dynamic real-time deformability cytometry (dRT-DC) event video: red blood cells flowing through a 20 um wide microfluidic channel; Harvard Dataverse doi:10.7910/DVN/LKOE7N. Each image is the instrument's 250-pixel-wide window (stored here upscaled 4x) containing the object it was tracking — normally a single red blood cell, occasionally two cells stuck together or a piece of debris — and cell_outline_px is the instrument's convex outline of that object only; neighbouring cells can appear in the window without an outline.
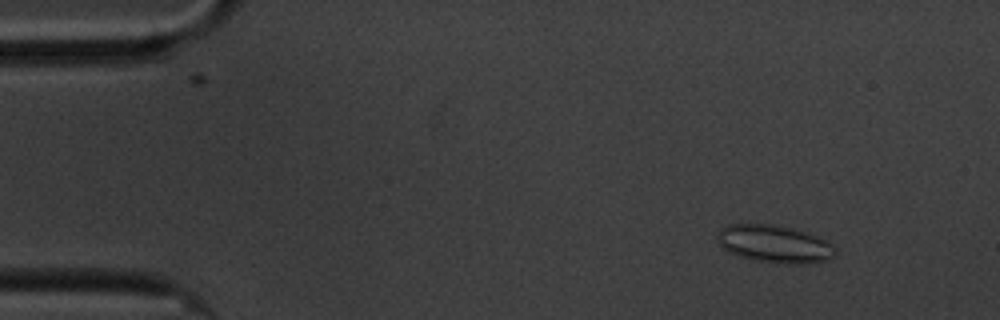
{"species": "common noctule bat (a hibernating species)", "species_latin": "Nyctalus noctula", "temperature_condition": "cold", "stored_images_in_passage": 60, "camera_frame_rate_fps": 3000, "um_per_image_px": 0.085, "animal": {"sex": "male", "body_mass_g": 20.1, "forearm_length_mm": 53.5}, "frame": {"image": 1, "passage_image": 7, "time_ms": 2.0, "image_size_px": [1000, 320], "cell_outline_px": [[836, 252], [828, 260], [800, 264], [784, 264], [752, 260], [728, 252], [720, 244], [720, 228], [728, 224], [772, 224], [792, 228], [816, 236], [832, 244], [836, 248]], "centroid_in_image_um": [65.85, 20.74], "position_along_channel_um": 19.2, "area_um2": 25.61}}
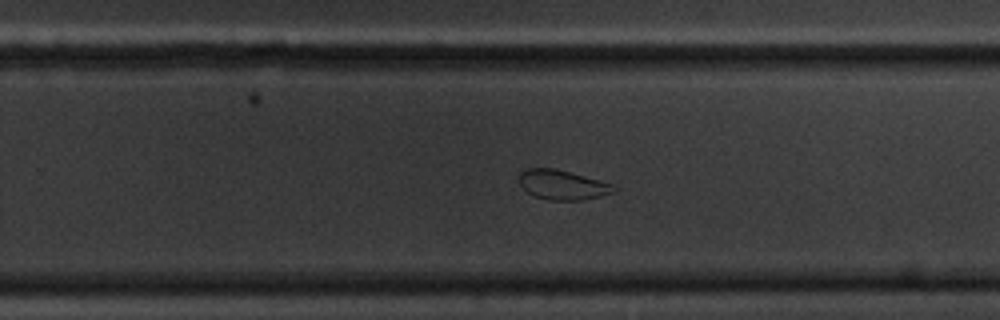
{"frame": {"image": 2, "passage_image": 38, "time_ms": 12.333, "image_size_px": [1000, 320], "cell_outline_px": [[616, 188], [612, 192], [600, 196], [584, 200], [548, 200], [536, 196], [528, 192], [520, 184], [520, 172], [524, 168], [552, 168], [568, 172], [596, 180], [608, 184]], "centroid_in_image_um": [47.73, 15.72], "position_along_channel_um": 282.1, "area_um2": 15.78}}
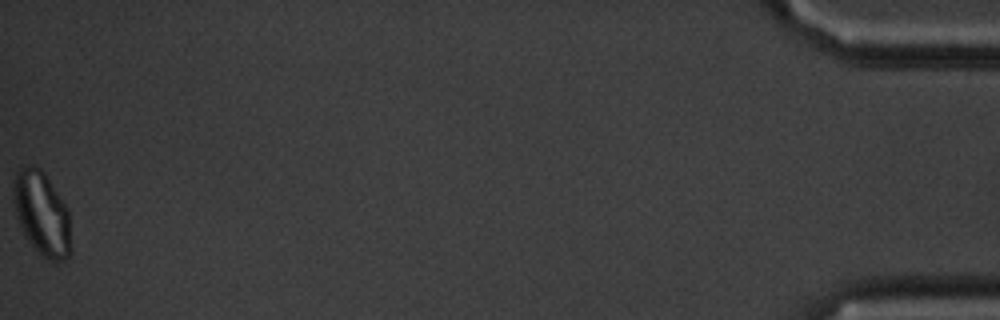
{"frame": {"image": 3, "passage_image": 60, "time_ms": 19.667, "image_size_px": [1000, 320], "cell_outline_px": [[72, 252], [64, 260], [56, 264], [48, 260], [28, 240], [16, 216], [16, 172], [20, 168], [32, 164], [40, 168], [44, 172], [68, 208], [72, 248]], "centroid_in_image_um": [3.64, 18.2], "position_along_channel_um": 431.6, "area_um2": 27.63}, "authors_computed_cell_mechanics": {"area_um2": 22.1374, "velocity_mm_per_s": 3.3674, "shape_relaxation_time_tau1_ms": null, "shape_relaxation_time_tau2_ms": 2.2926, "deformation_change_tau1": null, "deformation_change_tau2": 0.0795}}